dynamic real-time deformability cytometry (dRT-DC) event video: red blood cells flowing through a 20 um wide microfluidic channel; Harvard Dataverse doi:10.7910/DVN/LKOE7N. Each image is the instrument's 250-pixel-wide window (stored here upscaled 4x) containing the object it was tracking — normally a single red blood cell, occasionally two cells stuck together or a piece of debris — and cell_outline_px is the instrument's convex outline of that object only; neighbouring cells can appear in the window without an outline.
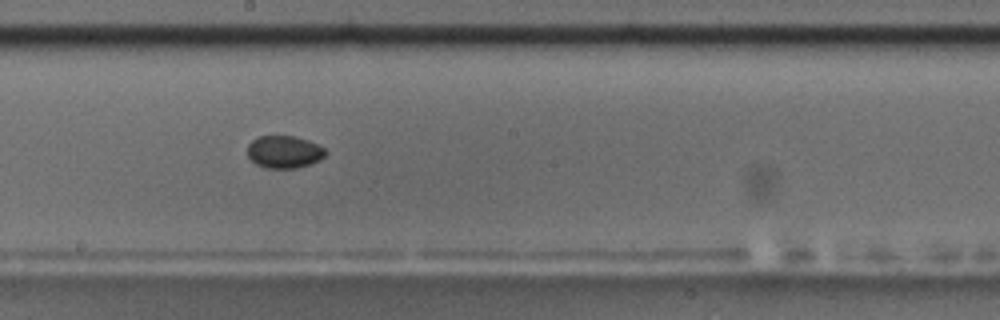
{"species": "common noctule bat (a hibernating species)", "species_latin": "Nyctalus noctula", "temperature_condition": "room temperature", "stored_images_in_passage": 13, "camera_frame_rate_fps": 3000, "um_per_image_px": 0.085, "animal": {"sex": "male", "body_mass_g": 17.5, "forearm_length_mm": 52.3}, "frame": {"image": 1, "passage_image": 10, "time_ms": 10.0, "image_size_px": [1000, 320], "cell_outline_px": [[328, 152], [320, 160], [296, 168], [264, 168], [256, 164], [248, 156], [248, 144], [256, 136], [296, 136], [308, 140], [324, 148]], "centroid_in_image_um": [24.15, 12.9], "position_along_channel_um": 224.1, "area_um2": 14.8}}